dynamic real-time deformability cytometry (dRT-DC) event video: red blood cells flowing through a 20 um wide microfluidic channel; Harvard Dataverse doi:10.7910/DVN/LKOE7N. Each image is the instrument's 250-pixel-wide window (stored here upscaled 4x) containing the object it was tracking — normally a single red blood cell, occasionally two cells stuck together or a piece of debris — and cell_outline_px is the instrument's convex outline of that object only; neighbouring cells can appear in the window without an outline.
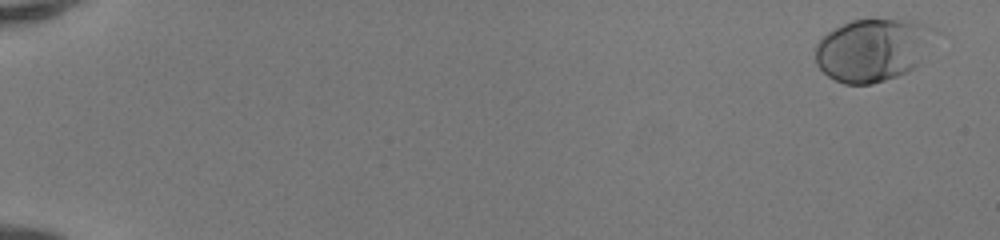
{"species": "human", "species_latin": "Homo sapiens", "temperature_condition": "room temperature", "stored_images_in_passage": 52, "camera_frame_rate_fps": 3000, "um_per_image_px": 0.085, "donor": {"sex": "female"}, "frame": {"image": 1, "passage_image": 3, "time_ms": 0.667, "image_size_px": [1000, 240], "cell_outline_px": [[940, 32], [916, 64], [912, 68], [896, 76], [872, 84], [844, 84], [828, 76], [816, 64], [816, 44], [828, 32], [852, 20], [916, 20], [936, 28]], "centroid_in_image_um": [74.22, 4.22], "position_along_channel_um": 10.8, "area_um2": 43.35}}
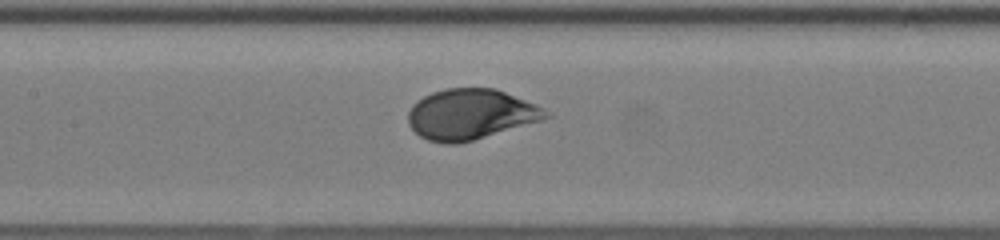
{"frame": {"image": 2, "passage_image": 28, "time_ms": 9.0, "image_size_px": [1000, 240], "cell_outline_px": [[552, 116], [540, 120], [472, 140], [456, 144], [444, 144], [428, 140], [420, 136], [408, 124], [408, 112], [412, 104], [416, 100], [432, 92], [444, 88], [496, 88], [536, 104], [552, 112]], "centroid_in_image_um": [39.98, 9.7], "position_along_channel_um": 167.4, "area_um2": 40.4}}
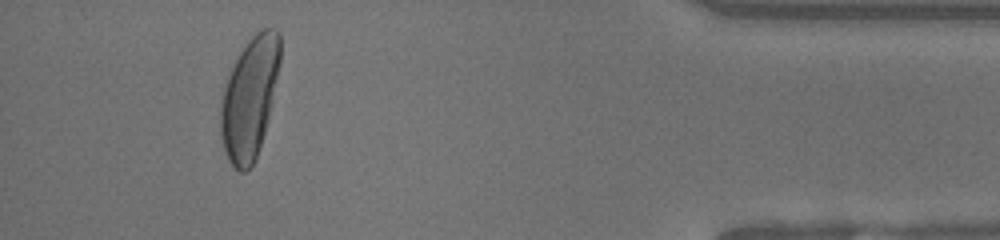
{"frame": {"image": 3, "passage_image": 49, "time_ms": 16.0, "image_size_px": [1000, 240], "cell_outline_px": [[280, 64], [268, 116], [264, 132], [256, 156], [252, 164], [244, 172], [240, 172], [228, 160], [224, 152], [220, 136], [220, 104], [224, 84], [232, 64], [248, 40], [256, 32], [264, 28], [276, 28], [280, 32]], "centroid_in_image_um": [21.19, 8.28], "position_along_channel_um": 414.0, "area_um2": 41.96}, "authors_computed_cell_mechanics": {"area_um2": 40.2866, "velocity_mm_per_s": 4.1596, "shape_relaxation_time_tau1_ms": 3.1692, "shape_relaxation_time_tau2_ms": null, "deformation_change_tau1": 0.1721, "deformation_change_tau2": null}}